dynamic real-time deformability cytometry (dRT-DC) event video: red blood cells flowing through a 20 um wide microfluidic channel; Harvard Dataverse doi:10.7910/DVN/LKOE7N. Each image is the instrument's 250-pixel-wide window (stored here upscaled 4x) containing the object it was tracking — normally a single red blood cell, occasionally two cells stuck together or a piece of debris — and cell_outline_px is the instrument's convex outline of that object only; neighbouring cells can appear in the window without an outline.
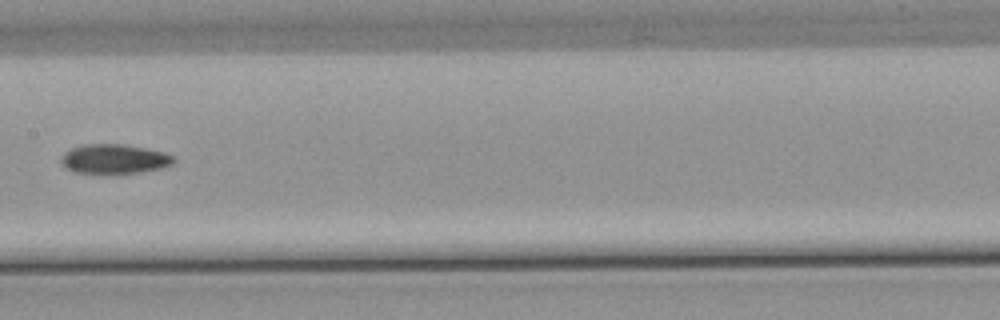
{"species": "common noctule bat (a hibernating species)", "species_latin": "Nyctalus noctula", "temperature_condition": "warm", "stored_images_in_passage": 8, "camera_frame_rate_fps": 3000, "um_per_image_px": 0.085, "animal": {"sex": "male", "body_mass_g": 21.5, "forearm_length_mm": 52.0}, "frame": {"image": 1, "passage_image": 8, "time_ms": 8.667, "image_size_px": [1000, 320], "cell_outline_px": [[176, 160], [172, 164], [160, 168], [140, 172], [76, 172], [64, 168], [60, 160], [60, 156], [64, 152], [80, 144], [124, 144], [164, 152], [172, 156]], "centroid_in_image_um": [9.67, 13.49], "position_along_channel_um": 197.7, "area_um2": 19.07}}